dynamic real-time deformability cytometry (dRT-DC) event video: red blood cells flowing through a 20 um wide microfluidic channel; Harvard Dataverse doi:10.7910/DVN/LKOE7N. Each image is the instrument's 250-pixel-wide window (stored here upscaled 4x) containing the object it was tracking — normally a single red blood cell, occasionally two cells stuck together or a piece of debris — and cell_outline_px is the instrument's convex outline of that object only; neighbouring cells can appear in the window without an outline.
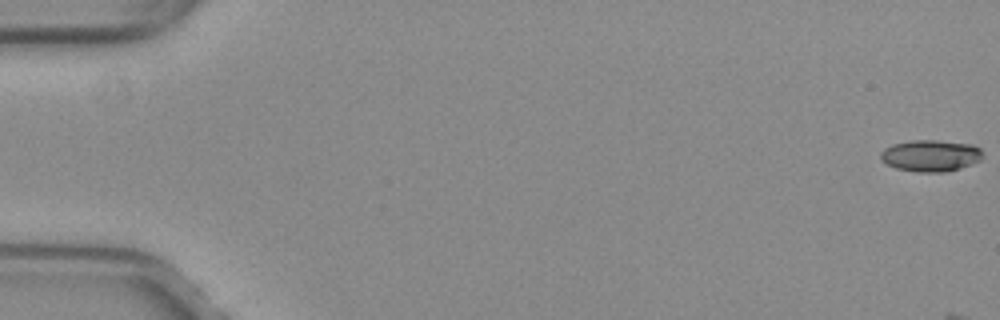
{"species": "common noctule bat (a hibernating species)", "species_latin": "Nyctalus noctula", "temperature_condition": "warm", "stored_images_in_passage": 4, "camera_frame_rate_fps": 3000, "um_per_image_px": 0.085, "animal": {"sex": "female", "body_mass_g": 29.2, "forearm_length_mm": 56.3}, "frame": {"image": 1, "passage_image": 1, "time_ms": 0.0, "image_size_px": [1000, 320], "cell_outline_px": [[984, 156], [980, 160], [944, 172], [920, 172], [896, 168], [880, 160], [880, 152], [884, 148], [892, 144], [912, 140], [936, 140], [972, 144], [980, 148]], "centroid_in_image_um": [79.07, 13.21], "position_along_channel_um": 5.9, "area_um2": 18.67}}